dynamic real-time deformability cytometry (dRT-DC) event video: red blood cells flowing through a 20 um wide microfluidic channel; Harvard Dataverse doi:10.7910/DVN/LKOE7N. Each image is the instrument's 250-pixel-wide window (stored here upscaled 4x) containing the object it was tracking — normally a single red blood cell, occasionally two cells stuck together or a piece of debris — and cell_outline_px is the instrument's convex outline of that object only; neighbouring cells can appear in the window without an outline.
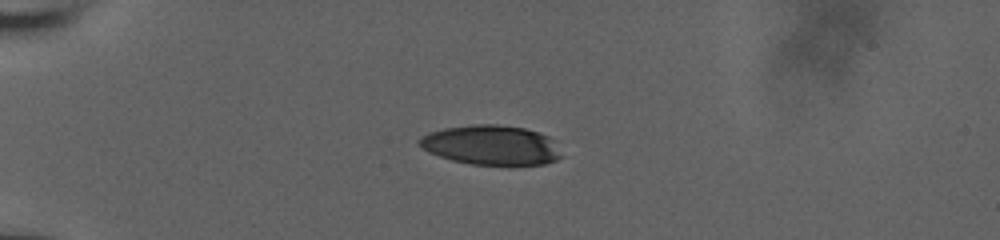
{"species": "human", "species_latin": "Homo sapiens", "temperature_condition": "room temperature", "stored_images_in_passage": 2, "camera_frame_rate_fps": 3000, "um_per_image_px": 0.085, "donor": {"sex": "male"}, "frame": {"image": 1, "passage_image": 1, "time_ms": 0.0, "image_size_px": [1000, 240], "cell_outline_px": [[564, 156], [556, 160], [544, 164], [472, 164], [452, 160], [428, 152], [416, 144], [416, 140], [420, 136], [428, 132], [444, 128], [472, 124], [496, 124], [524, 128], [540, 132], [556, 140]], "centroid_in_image_um": [41.76, 12.32], "position_along_channel_um": 43.2, "area_um2": 33.23}}